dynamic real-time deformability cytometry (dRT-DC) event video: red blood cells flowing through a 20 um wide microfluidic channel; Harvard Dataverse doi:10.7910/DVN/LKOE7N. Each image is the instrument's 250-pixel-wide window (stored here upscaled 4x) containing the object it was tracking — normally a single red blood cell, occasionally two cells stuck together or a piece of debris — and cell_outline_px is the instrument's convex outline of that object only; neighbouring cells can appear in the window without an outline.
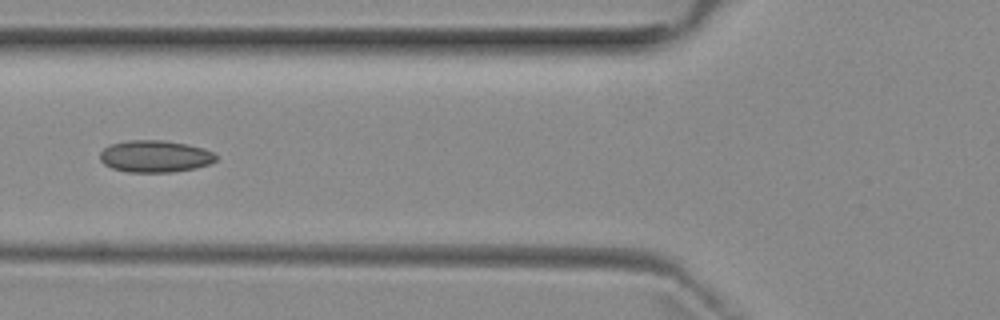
{"species": "common noctule bat (a hibernating species)", "species_latin": "Nyctalus noctula", "temperature_condition": "room temperature", "stored_images_in_passage": 4, "camera_frame_rate_fps": 3000, "um_per_image_px": 0.085, "animal": {"sex": "female", "body_mass_g": 29.2, "forearm_length_mm": 56.3}, "frame": {"image": 1, "passage_image": 4, "time_ms": 3.333, "image_size_px": [1000, 320], "cell_outline_px": [[216, 160], [208, 164], [196, 168], [172, 172], [128, 172], [112, 168], [104, 164], [100, 160], [100, 152], [104, 148], [112, 144], [128, 140], [164, 140], [188, 144], [204, 148], [212, 152], [216, 156]], "centroid_in_image_um": [13.17, 13.28], "position_along_channel_um": 112.6, "area_um2": 21.62}}